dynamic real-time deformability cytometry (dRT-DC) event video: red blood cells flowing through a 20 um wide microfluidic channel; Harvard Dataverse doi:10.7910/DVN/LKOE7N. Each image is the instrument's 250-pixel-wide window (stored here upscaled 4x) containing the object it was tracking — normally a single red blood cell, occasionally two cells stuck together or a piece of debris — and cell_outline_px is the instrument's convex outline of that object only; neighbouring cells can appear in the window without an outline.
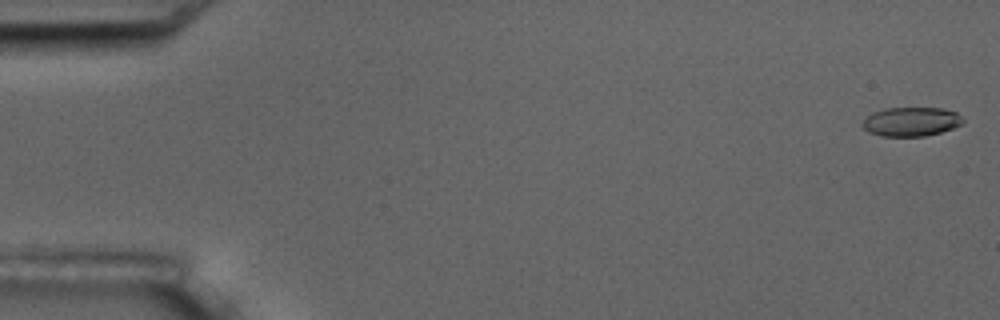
{"species": "common noctule bat (a hibernating species)", "species_latin": "Nyctalus noctula", "temperature_condition": "room temperature", "stored_images_in_passage": 6, "camera_frame_rate_fps": 3000, "um_per_image_px": 0.085, "animal": {"sex": "male", "body_mass_g": 17.5, "forearm_length_mm": 52.3}, "frame": {"image": 1, "passage_image": 1, "time_ms": 0.0, "image_size_px": [1000, 320], "cell_outline_px": [[964, 120], [960, 124], [952, 128], [940, 132], [924, 136], [880, 136], [868, 132], [860, 124], [872, 112], [884, 108], [944, 108], [956, 112]], "centroid_in_image_um": [77.41, 10.33], "position_along_channel_um": 7.6, "area_um2": 16.99}}
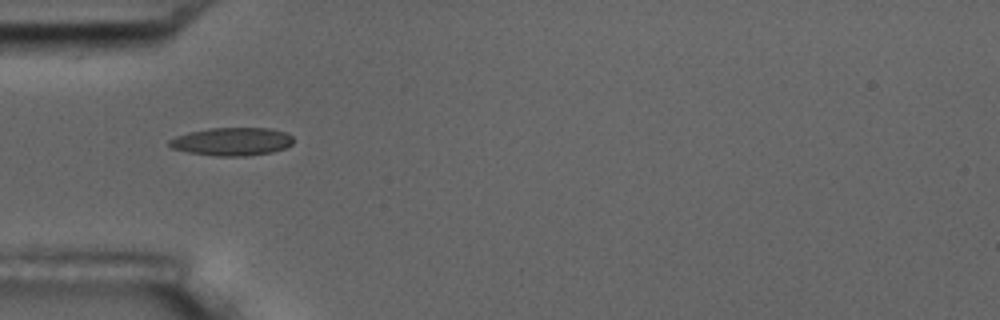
{"frame": {"image": 2, "passage_image": 5, "time_ms": 5.667, "image_size_px": [1000, 320], "cell_outline_px": [[292, 144], [284, 148], [272, 152], [248, 156], [216, 156], [188, 152], [172, 148], [168, 144], [168, 140], [176, 136], [188, 132], [208, 128], [268, 128], [284, 132], [292, 136]], "centroid_in_image_um": [19.69, 12.03], "position_along_channel_um": 65.3, "area_um2": 20.29}}